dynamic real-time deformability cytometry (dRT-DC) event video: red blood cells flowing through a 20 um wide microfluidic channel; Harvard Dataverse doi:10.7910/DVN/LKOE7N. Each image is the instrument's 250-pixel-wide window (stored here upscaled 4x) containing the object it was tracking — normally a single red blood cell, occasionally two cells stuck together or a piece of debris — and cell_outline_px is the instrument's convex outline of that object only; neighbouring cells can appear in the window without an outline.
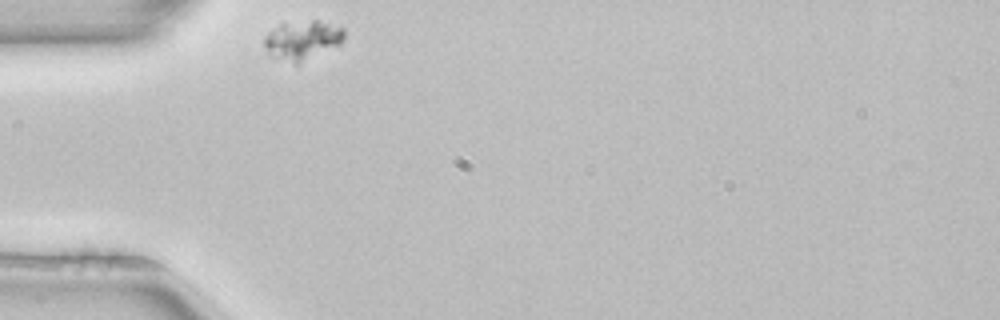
{"species": "common noctule bat (a hibernating species)", "species_latin": "Nyctalus noctula", "temperature_condition": "room temperature", "stored_images_in_passage": 31, "camera_frame_rate_fps": 3000, "um_per_image_px": 0.085, "animal": {"sex": "female", "body_mass_g": 22.7, "forearm_length_mm": 54.2}, "frame": {"image": 1, "passage_image": 1, "time_ms": 0.0, "image_size_px": [1000, 320], "cell_outline_px": [[344, 40], [340, 44], [296, 64], [272, 56], [264, 48], [264, 36], [268, 32], [280, 24], [312, 20], [316, 20], [340, 24], [344, 28]], "centroid_in_image_um": [25.73, 3.37], "position_along_channel_um": 59.3, "area_um2": 18.15}}